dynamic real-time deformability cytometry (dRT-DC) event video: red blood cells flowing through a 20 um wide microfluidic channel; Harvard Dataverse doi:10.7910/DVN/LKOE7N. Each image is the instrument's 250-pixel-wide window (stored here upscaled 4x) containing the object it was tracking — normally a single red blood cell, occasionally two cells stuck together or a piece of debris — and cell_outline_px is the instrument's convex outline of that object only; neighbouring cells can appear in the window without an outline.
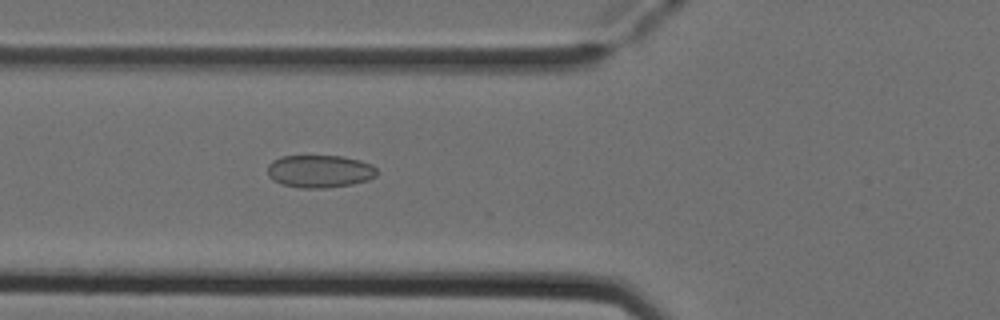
{"species": "Egyptian fruit bat (a non-hibernating species)", "species_latin": "Rousettus aegyptiacus", "temperature_condition": "cold", "stored_images_in_passage": 5, "camera_frame_rate_fps": 3000, "um_per_image_px": 0.085, "animal": {"sex": "female"}, "frame": {"image": 1, "passage_image": 5, "time_ms": 1.333, "image_size_px": [1000, 320], "cell_outline_px": [[380, 172], [376, 176], [368, 180], [352, 184], [328, 188], [300, 188], [284, 184], [272, 180], [268, 176], [268, 164], [272, 160], [280, 156], [344, 156], [360, 160], [372, 164]], "centroid_in_image_um": [27.2, 14.55], "position_along_channel_um": 98.6, "area_um2": 21.1}}